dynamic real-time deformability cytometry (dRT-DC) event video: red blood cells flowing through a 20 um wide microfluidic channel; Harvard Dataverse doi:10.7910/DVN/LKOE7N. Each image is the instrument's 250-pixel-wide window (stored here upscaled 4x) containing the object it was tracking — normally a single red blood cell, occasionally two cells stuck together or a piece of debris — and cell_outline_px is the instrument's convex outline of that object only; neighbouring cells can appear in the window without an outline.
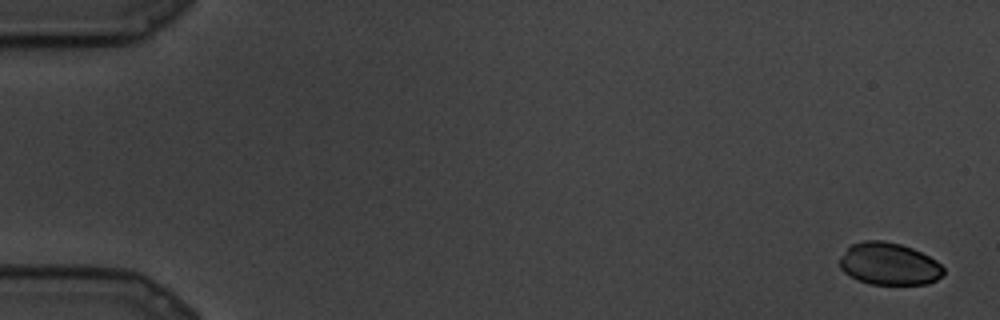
{"species": "common noctule bat (a hibernating species)", "species_latin": "Nyctalus noctula", "temperature_condition": "cold", "stored_images_in_passage": 89, "segment_of_instrument_passage": [1, 2], "camera_frame_rate_fps": 3000, "um_per_image_px": 0.085, "animal": {"sex": "male", "body_mass_g": 19.5, "forearm_length_mm": 54.6}, "frame": {"image": 1, "passage_image": 1, "time_ms": 0.0, "image_size_px": [1000, 320], "cell_outline_px": [[944, 272], [936, 280], [928, 284], [872, 284], [860, 280], [844, 272], [840, 268], [840, 260], [844, 252], [852, 244], [864, 240], [884, 240], [900, 244], [912, 248], [936, 260], [944, 268]], "centroid_in_image_um": [75.58, 22.42], "position_along_channel_um": 9.4, "area_um2": 25.32}}
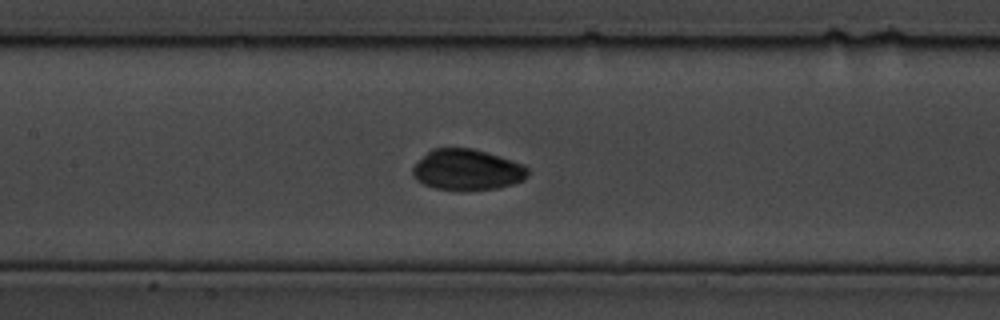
{"frame": {"image": 2, "passage_image": 41, "time_ms": 13.333, "image_size_px": [1000, 320], "cell_outline_px": [[528, 176], [524, 180], [512, 184], [496, 188], [436, 188], [424, 184], [416, 180], [412, 176], [412, 168], [432, 148], [472, 148], [488, 152], [524, 164], [528, 168]], "centroid_in_image_um": [39.73, 14.39], "position_along_channel_um": 167.7, "area_um2": 26.88}}
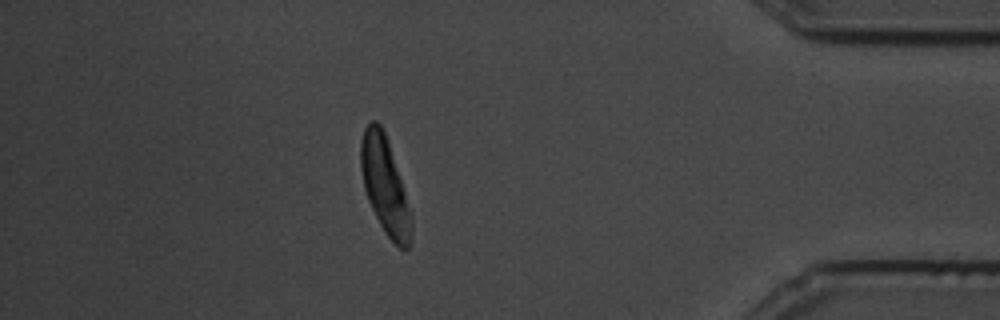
{"frame": {"image": 3, "passage_image": 77, "time_ms": 25.333, "image_size_px": [1000, 320], "cell_outline_px": [[412, 240], [408, 248], [400, 248], [384, 232], [368, 200], [364, 188], [360, 168], [360, 140], [364, 128], [372, 120], [376, 120], [380, 124], [384, 132], [404, 192], [412, 220]], "centroid_in_image_um": [32.68, 15.78], "position_along_channel_um": 402.5, "area_um2": 27.8}}